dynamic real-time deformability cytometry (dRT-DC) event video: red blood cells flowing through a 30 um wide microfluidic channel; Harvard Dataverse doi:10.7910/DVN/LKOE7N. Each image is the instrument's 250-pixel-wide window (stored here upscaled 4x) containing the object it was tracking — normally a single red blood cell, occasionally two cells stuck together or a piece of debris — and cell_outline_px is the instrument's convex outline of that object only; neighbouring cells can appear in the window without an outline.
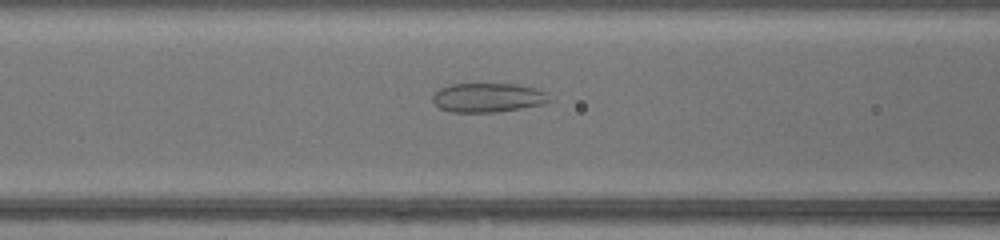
{"species": "common noctule bat (a hibernating species)", "species_latin": "Nyctalus noctula", "temperature_condition": "warm", "stored_images_in_passage": 22, "camera_frame_rate_fps": 3000, "um_per_image_px": 0.085, "animal": {"sex": "female", "body_mass_g": 17.0, "forearm_length_mm": 48.0}, "frame": {"image": 1, "passage_image": 18, "time_ms": 5.667, "image_size_px": [1000, 240], "cell_outline_px": [[548, 100], [544, 104], [496, 112], [452, 112], [440, 108], [432, 100], [432, 96], [440, 88], [452, 84], [516, 84], [532, 88], [544, 92]], "centroid_in_image_um": [41.41, 8.3], "position_along_channel_um": 125.2, "area_um2": 19.42}}
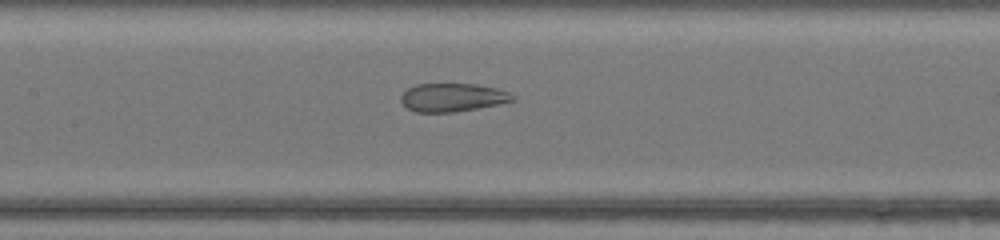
{"frame": {"image": 2, "passage_image": 21, "time_ms": 6.667, "image_size_px": [1000, 240], "cell_outline_px": [[516, 100], [476, 108], [452, 112], [416, 112], [408, 108], [400, 100], [400, 96], [408, 88], [416, 84], [476, 84], [496, 88], [508, 92], [516, 96]], "centroid_in_image_um": [38.46, 8.27], "position_along_channel_um": 168.9, "area_um2": 18.26}}